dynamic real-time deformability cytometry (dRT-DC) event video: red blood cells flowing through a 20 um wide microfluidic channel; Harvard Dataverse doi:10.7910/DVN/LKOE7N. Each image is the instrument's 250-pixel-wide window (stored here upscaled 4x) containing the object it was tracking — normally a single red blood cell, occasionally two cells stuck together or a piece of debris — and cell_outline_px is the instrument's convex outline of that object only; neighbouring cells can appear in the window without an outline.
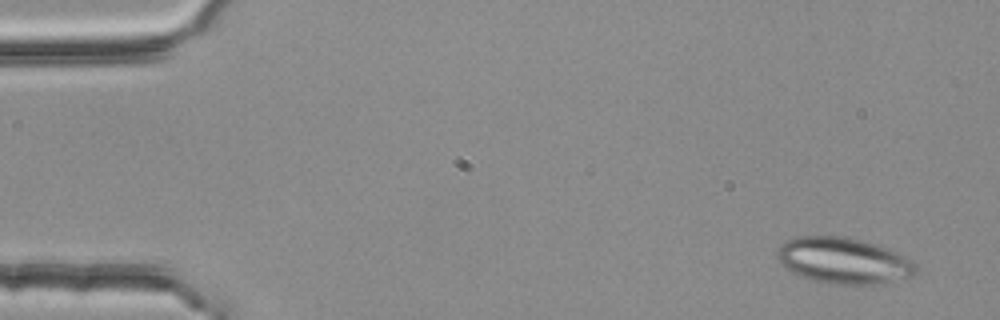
{"species": "common noctule bat (a hibernating species)", "species_latin": "Nyctalus noctula", "temperature_condition": "room temperature", "stored_images_in_passage": 4, "camera_frame_rate_fps": 3000, "um_per_image_px": 0.085, "animal": {"sex": "female", "body_mass_g": 25.1}, "frame": {"image": 1, "passage_image": 1, "time_ms": 0.0, "image_size_px": [1000, 320], "cell_outline_px": [[916, 272], [912, 276], [872, 284], [836, 284], [816, 280], [800, 276], [784, 268], [776, 256], [776, 248], [780, 244], [796, 236], [848, 236], [908, 256], [916, 264]], "centroid_in_image_um": [71.65, 22.13], "position_along_channel_um": 13.3, "area_um2": 36.99}}